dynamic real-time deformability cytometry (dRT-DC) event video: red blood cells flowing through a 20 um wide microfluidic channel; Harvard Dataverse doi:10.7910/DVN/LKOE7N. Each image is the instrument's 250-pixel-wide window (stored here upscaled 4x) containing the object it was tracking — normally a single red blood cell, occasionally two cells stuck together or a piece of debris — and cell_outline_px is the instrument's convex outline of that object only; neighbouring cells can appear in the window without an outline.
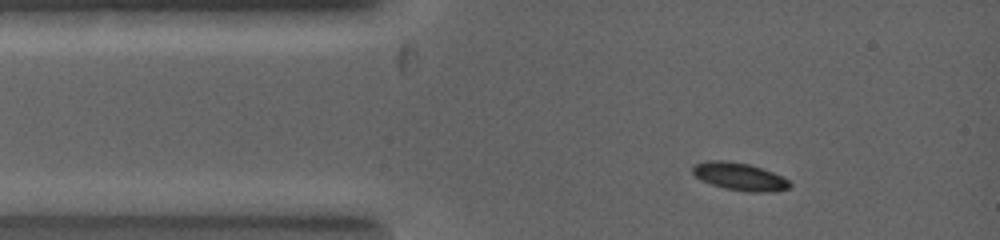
{"species": "common noctule bat (a hibernating species)", "species_latin": "Nyctalus noctula", "temperature_condition": "warm", "stored_images_in_passage": 2, "camera_frame_rate_fps": 5000, "um_per_image_px": 0.085, "animal": {"sex": "female", "body_mass_g": 19.0, "forearm_length_mm": 53.3}, "frame": {"image": 1, "passage_image": 1, "time_ms": 0.0, "image_size_px": [1000, 240], "cell_outline_px": [[792, 184], [788, 188], [768, 192], [748, 192], [724, 188], [700, 180], [692, 172], [692, 164], [708, 160], [728, 160], [748, 164], [772, 172], [788, 180]], "centroid_in_image_um": [62.81, 15.0], "position_along_channel_um": 22.2, "area_um2": 15.61}}